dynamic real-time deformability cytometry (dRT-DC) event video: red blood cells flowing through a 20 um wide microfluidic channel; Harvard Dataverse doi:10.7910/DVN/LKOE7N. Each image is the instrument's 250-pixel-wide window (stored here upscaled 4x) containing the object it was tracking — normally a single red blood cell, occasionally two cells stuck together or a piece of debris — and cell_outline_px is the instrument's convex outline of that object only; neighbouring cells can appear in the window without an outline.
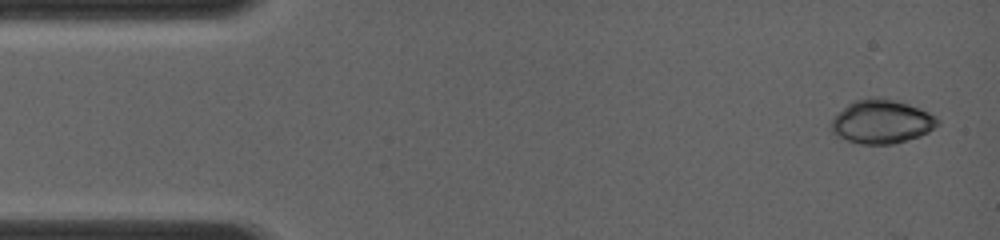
{"species": "common noctule bat (a hibernating species)", "species_latin": "Nyctalus noctula", "temperature_condition": "room temperature", "stored_images_in_passage": 10, "camera_frame_rate_fps": 4000, "um_per_image_px": 0.085, "animal": {"sex": "female", "body_mass_g": 19.0, "forearm_length_mm": 56.7}, "frame": {"image": 1, "passage_image": 1, "time_ms": 0.0, "image_size_px": [1000, 240], "cell_outline_px": [[940, 124], [928, 132], [920, 136], [892, 144], [860, 144], [848, 140], [832, 132], [828, 128], [832, 116], [852, 100], [876, 96], [896, 100], [920, 108], [936, 116], [940, 120]], "centroid_in_image_um": [74.91, 10.32], "position_along_channel_um": 10.1, "area_um2": 27.57}}